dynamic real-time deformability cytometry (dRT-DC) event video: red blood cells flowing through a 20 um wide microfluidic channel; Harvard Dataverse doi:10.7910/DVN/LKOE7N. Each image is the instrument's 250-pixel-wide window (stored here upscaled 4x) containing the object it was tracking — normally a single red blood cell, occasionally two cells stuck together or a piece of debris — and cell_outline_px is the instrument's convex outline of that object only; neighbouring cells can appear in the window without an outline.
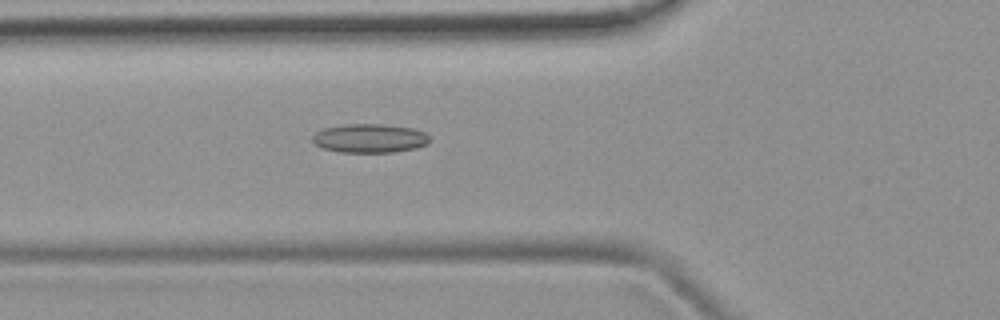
{"species": "common noctule bat (a hibernating species)", "species_latin": "Nyctalus noctula", "temperature_condition": "room temperature", "stored_images_in_passage": 51, "camera_frame_rate_fps": 3000, "um_per_image_px": 0.085, "animal": {"sex": "female", "body_mass_g": 19.9}, "frame": {"image": 1, "passage_image": 19, "time_ms": 6.0, "image_size_px": [1000, 320], "cell_outline_px": [[432, 140], [428, 144], [416, 148], [392, 152], [340, 152], [324, 148], [316, 144], [312, 140], [312, 136], [316, 132], [324, 128], [344, 124], [380, 124], [412, 128], [424, 132]], "centroid_in_image_um": [31.44, 11.75], "position_along_channel_um": 94.4, "area_um2": 19.65}}
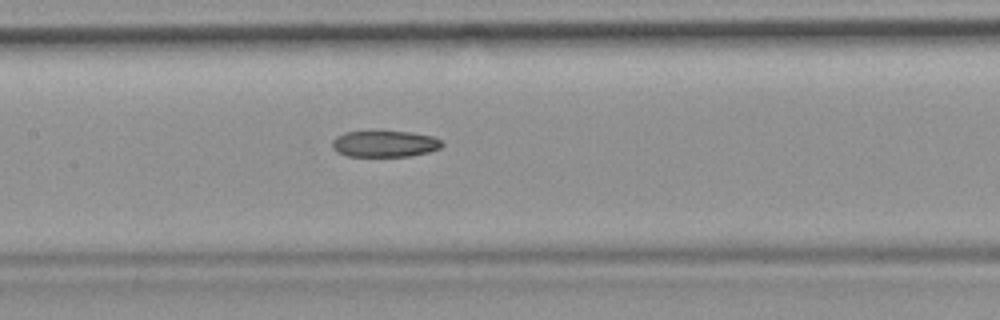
{"frame": {"image": 2, "passage_image": 25, "time_ms": 8.0, "image_size_px": [1000, 320], "cell_outline_px": [[444, 144], [440, 148], [428, 152], [408, 156], [348, 156], [336, 152], [332, 148], [332, 140], [336, 136], [344, 132], [412, 132], [432, 136], [440, 140]], "centroid_in_image_um": [32.68, 12.23], "position_along_channel_um": 174.7, "area_um2": 16.76}}
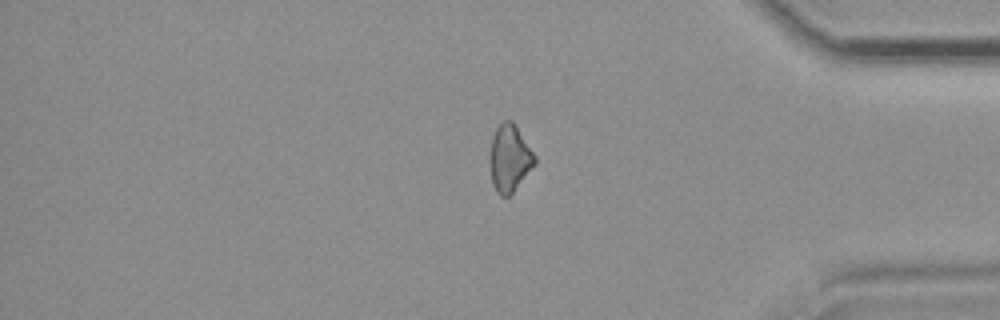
{"frame": {"image": 3, "passage_image": 43, "time_ms": 14.0, "image_size_px": [1000, 320], "cell_outline_px": [[536, 164], [512, 192], [508, 196], [500, 196], [496, 192], [492, 184], [488, 156], [492, 136], [496, 128], [504, 120], [512, 120], [536, 156]], "centroid_in_image_um": [43.28, 13.45], "position_along_channel_um": 391.9, "area_um2": 17.69}, "authors_computed_cell_mechanics": {"area_um2": 18.4382, "velocity_mm_per_s": 3.9979, "shape_relaxation_time_tau1_ms": null, "shape_relaxation_time_tau2_ms": 8.8051, "deformation_change_tau1": null, "deformation_change_tau2": 0.1773}}